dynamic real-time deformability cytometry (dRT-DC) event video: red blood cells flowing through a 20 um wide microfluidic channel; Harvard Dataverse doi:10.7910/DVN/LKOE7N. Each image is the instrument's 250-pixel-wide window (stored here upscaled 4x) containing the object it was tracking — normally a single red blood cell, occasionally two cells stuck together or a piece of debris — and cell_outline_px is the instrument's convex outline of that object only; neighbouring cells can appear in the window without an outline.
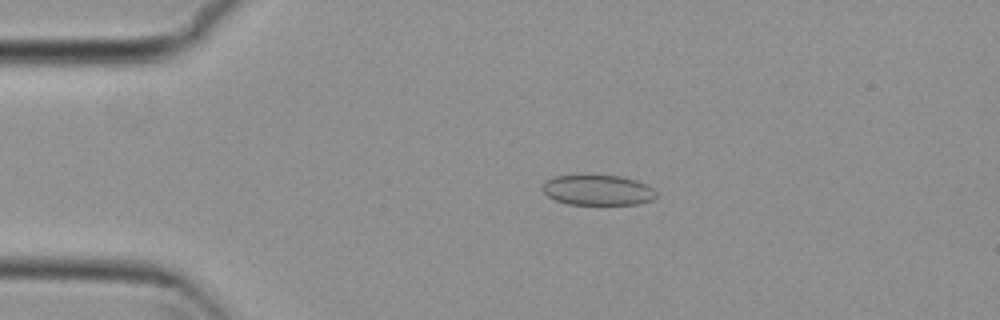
{"species": "common noctule bat (a hibernating species)", "species_latin": "Nyctalus noctula", "temperature_condition": "cold", "stored_images_in_passage": 5, "camera_frame_rate_fps": 3000, "um_per_image_px": 0.085, "animal": {"sex": "female", "body_mass_g": 29.2, "forearm_length_mm": 56.3}, "frame": {"image": 1, "passage_image": 3, "time_ms": 0.667, "image_size_px": [1000, 320], "cell_outline_px": [[656, 196], [652, 200], [640, 204], [568, 204], [556, 200], [548, 196], [540, 188], [544, 180], [556, 176], [620, 176], [636, 180], [648, 184], [656, 192]], "centroid_in_image_um": [50.81, 16.16], "position_along_channel_um": 34.2, "area_um2": 20.06}}